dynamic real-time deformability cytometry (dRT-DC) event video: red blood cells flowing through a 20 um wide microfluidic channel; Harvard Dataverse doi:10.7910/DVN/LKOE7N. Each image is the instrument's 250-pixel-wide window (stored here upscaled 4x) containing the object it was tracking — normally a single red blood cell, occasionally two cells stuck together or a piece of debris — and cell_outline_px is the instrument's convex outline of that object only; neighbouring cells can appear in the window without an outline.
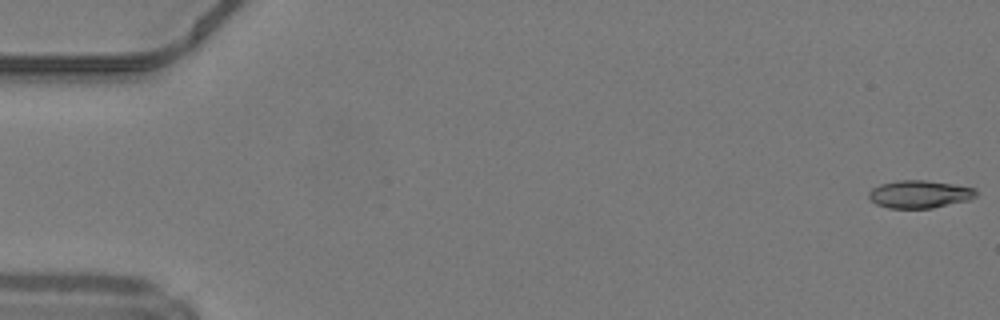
{"species": "common noctule bat (a hibernating species)", "species_latin": "Nyctalus noctula", "temperature_condition": "warm", "stored_images_in_passage": 10, "camera_frame_rate_fps": 3000, "um_per_image_px": 0.085, "animal": {"sex": "male", "body_mass_g": 19.2, "forearm_length_mm": 51.8}, "frame": {"image": 1, "passage_image": 1, "time_ms": 0.0, "image_size_px": [1000, 320], "cell_outline_px": [[976, 196], [968, 200], [932, 208], [888, 208], [876, 204], [868, 196], [868, 192], [872, 188], [880, 184], [896, 180], [924, 180], [952, 184], [976, 188]], "centroid_in_image_um": [78.14, 16.5], "position_along_channel_um": 6.9, "area_um2": 17.28}}